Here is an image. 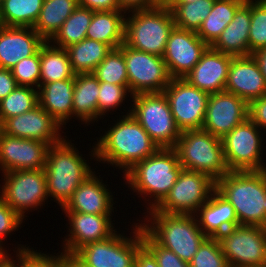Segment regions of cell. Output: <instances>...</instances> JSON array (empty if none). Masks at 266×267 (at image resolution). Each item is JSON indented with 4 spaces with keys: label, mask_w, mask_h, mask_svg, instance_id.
Instances as JSON below:
<instances>
[{
    "label": "cell",
    "mask_w": 266,
    "mask_h": 267,
    "mask_svg": "<svg viewBox=\"0 0 266 267\" xmlns=\"http://www.w3.org/2000/svg\"><path fill=\"white\" fill-rule=\"evenodd\" d=\"M97 138L90 156L99 163L119 168L123 175L136 163L153 155L159 146L131 114V106ZM102 161V162H101ZM110 164V165H109ZM122 169V170H121Z\"/></svg>",
    "instance_id": "cell-1"
},
{
    "label": "cell",
    "mask_w": 266,
    "mask_h": 267,
    "mask_svg": "<svg viewBox=\"0 0 266 267\" xmlns=\"http://www.w3.org/2000/svg\"><path fill=\"white\" fill-rule=\"evenodd\" d=\"M182 169L173 148H159L153 155L136 163L122 178L128 188L139 195L138 198L142 195L141 199L144 198L145 203L148 201L145 204V211H148L155 209L165 199Z\"/></svg>",
    "instance_id": "cell-2"
},
{
    "label": "cell",
    "mask_w": 266,
    "mask_h": 267,
    "mask_svg": "<svg viewBox=\"0 0 266 267\" xmlns=\"http://www.w3.org/2000/svg\"><path fill=\"white\" fill-rule=\"evenodd\" d=\"M66 137L59 143L50 145L43 169L48 197L53 198L61 209L78 186L95 172L75 144L71 143V139L66 140Z\"/></svg>",
    "instance_id": "cell-3"
},
{
    "label": "cell",
    "mask_w": 266,
    "mask_h": 267,
    "mask_svg": "<svg viewBox=\"0 0 266 267\" xmlns=\"http://www.w3.org/2000/svg\"><path fill=\"white\" fill-rule=\"evenodd\" d=\"M144 214V221L137 220L141 222L142 229L158 245L173 251L187 263L192 260L199 246L207 238L198 226L195 215L166 214L155 209Z\"/></svg>",
    "instance_id": "cell-4"
},
{
    "label": "cell",
    "mask_w": 266,
    "mask_h": 267,
    "mask_svg": "<svg viewBox=\"0 0 266 267\" xmlns=\"http://www.w3.org/2000/svg\"><path fill=\"white\" fill-rule=\"evenodd\" d=\"M216 190L234 207L239 225L266 228V170L229 171L216 181Z\"/></svg>",
    "instance_id": "cell-5"
},
{
    "label": "cell",
    "mask_w": 266,
    "mask_h": 267,
    "mask_svg": "<svg viewBox=\"0 0 266 267\" xmlns=\"http://www.w3.org/2000/svg\"><path fill=\"white\" fill-rule=\"evenodd\" d=\"M125 17L124 44L132 49L163 57L174 28L172 11L166 6L128 12Z\"/></svg>",
    "instance_id": "cell-6"
},
{
    "label": "cell",
    "mask_w": 266,
    "mask_h": 267,
    "mask_svg": "<svg viewBox=\"0 0 266 267\" xmlns=\"http://www.w3.org/2000/svg\"><path fill=\"white\" fill-rule=\"evenodd\" d=\"M173 149L184 170L208 174L215 181L230 171L221 138L204 129L182 131Z\"/></svg>",
    "instance_id": "cell-7"
},
{
    "label": "cell",
    "mask_w": 266,
    "mask_h": 267,
    "mask_svg": "<svg viewBox=\"0 0 266 267\" xmlns=\"http://www.w3.org/2000/svg\"><path fill=\"white\" fill-rule=\"evenodd\" d=\"M131 98V114L150 138L159 148H173L181 131L173 118L164 92L139 93Z\"/></svg>",
    "instance_id": "cell-8"
},
{
    "label": "cell",
    "mask_w": 266,
    "mask_h": 267,
    "mask_svg": "<svg viewBox=\"0 0 266 267\" xmlns=\"http://www.w3.org/2000/svg\"><path fill=\"white\" fill-rule=\"evenodd\" d=\"M133 224L130 236L117 231L105 240L82 246L74 255L88 267H135V257L143 240L140 222Z\"/></svg>",
    "instance_id": "cell-9"
},
{
    "label": "cell",
    "mask_w": 266,
    "mask_h": 267,
    "mask_svg": "<svg viewBox=\"0 0 266 267\" xmlns=\"http://www.w3.org/2000/svg\"><path fill=\"white\" fill-rule=\"evenodd\" d=\"M261 132L248 117L221 139L225 161L230 171L266 170V163L262 159L265 133Z\"/></svg>",
    "instance_id": "cell-10"
},
{
    "label": "cell",
    "mask_w": 266,
    "mask_h": 267,
    "mask_svg": "<svg viewBox=\"0 0 266 267\" xmlns=\"http://www.w3.org/2000/svg\"><path fill=\"white\" fill-rule=\"evenodd\" d=\"M2 175L4 185L0 187V198L23 219L27 217L26 212L35 211L48 202L43 169L10 171Z\"/></svg>",
    "instance_id": "cell-11"
},
{
    "label": "cell",
    "mask_w": 266,
    "mask_h": 267,
    "mask_svg": "<svg viewBox=\"0 0 266 267\" xmlns=\"http://www.w3.org/2000/svg\"><path fill=\"white\" fill-rule=\"evenodd\" d=\"M218 239L230 267H266V228L238 225Z\"/></svg>",
    "instance_id": "cell-12"
},
{
    "label": "cell",
    "mask_w": 266,
    "mask_h": 267,
    "mask_svg": "<svg viewBox=\"0 0 266 267\" xmlns=\"http://www.w3.org/2000/svg\"><path fill=\"white\" fill-rule=\"evenodd\" d=\"M216 181L208 174L182 169L165 199L155 208L166 214H190L208 201Z\"/></svg>",
    "instance_id": "cell-13"
},
{
    "label": "cell",
    "mask_w": 266,
    "mask_h": 267,
    "mask_svg": "<svg viewBox=\"0 0 266 267\" xmlns=\"http://www.w3.org/2000/svg\"><path fill=\"white\" fill-rule=\"evenodd\" d=\"M119 48L124 55L131 95L165 90L172 78L163 57L132 49L124 43Z\"/></svg>",
    "instance_id": "cell-14"
},
{
    "label": "cell",
    "mask_w": 266,
    "mask_h": 267,
    "mask_svg": "<svg viewBox=\"0 0 266 267\" xmlns=\"http://www.w3.org/2000/svg\"><path fill=\"white\" fill-rule=\"evenodd\" d=\"M180 131L202 129L209 93L184 78L171 79L163 91Z\"/></svg>",
    "instance_id": "cell-15"
},
{
    "label": "cell",
    "mask_w": 266,
    "mask_h": 267,
    "mask_svg": "<svg viewBox=\"0 0 266 267\" xmlns=\"http://www.w3.org/2000/svg\"><path fill=\"white\" fill-rule=\"evenodd\" d=\"M248 110L249 104L233 93H211L202 129L222 139L248 118Z\"/></svg>",
    "instance_id": "cell-16"
},
{
    "label": "cell",
    "mask_w": 266,
    "mask_h": 267,
    "mask_svg": "<svg viewBox=\"0 0 266 267\" xmlns=\"http://www.w3.org/2000/svg\"><path fill=\"white\" fill-rule=\"evenodd\" d=\"M208 47L195 31L174 26L163 55L171 78H184L199 62Z\"/></svg>",
    "instance_id": "cell-17"
},
{
    "label": "cell",
    "mask_w": 266,
    "mask_h": 267,
    "mask_svg": "<svg viewBox=\"0 0 266 267\" xmlns=\"http://www.w3.org/2000/svg\"><path fill=\"white\" fill-rule=\"evenodd\" d=\"M50 144L19 138L2 132L0 136V171L44 169Z\"/></svg>",
    "instance_id": "cell-18"
},
{
    "label": "cell",
    "mask_w": 266,
    "mask_h": 267,
    "mask_svg": "<svg viewBox=\"0 0 266 267\" xmlns=\"http://www.w3.org/2000/svg\"><path fill=\"white\" fill-rule=\"evenodd\" d=\"M68 218L67 233L62 243L61 252L71 255L82 246L113 236L117 229L112 223V215L84 214L80 212H63ZM114 225V226H113Z\"/></svg>",
    "instance_id": "cell-19"
},
{
    "label": "cell",
    "mask_w": 266,
    "mask_h": 267,
    "mask_svg": "<svg viewBox=\"0 0 266 267\" xmlns=\"http://www.w3.org/2000/svg\"><path fill=\"white\" fill-rule=\"evenodd\" d=\"M61 129H66L40 105L31 111L10 117L2 123L3 133L30 140H39L50 145L63 138ZM62 132V133H61Z\"/></svg>",
    "instance_id": "cell-20"
},
{
    "label": "cell",
    "mask_w": 266,
    "mask_h": 267,
    "mask_svg": "<svg viewBox=\"0 0 266 267\" xmlns=\"http://www.w3.org/2000/svg\"><path fill=\"white\" fill-rule=\"evenodd\" d=\"M225 91L235 94L248 104L266 95V82L252 55L232 57Z\"/></svg>",
    "instance_id": "cell-21"
},
{
    "label": "cell",
    "mask_w": 266,
    "mask_h": 267,
    "mask_svg": "<svg viewBox=\"0 0 266 267\" xmlns=\"http://www.w3.org/2000/svg\"><path fill=\"white\" fill-rule=\"evenodd\" d=\"M94 172L82 182L73 193L71 199L62 208L64 212H80L95 215H113L114 195Z\"/></svg>",
    "instance_id": "cell-22"
},
{
    "label": "cell",
    "mask_w": 266,
    "mask_h": 267,
    "mask_svg": "<svg viewBox=\"0 0 266 267\" xmlns=\"http://www.w3.org/2000/svg\"><path fill=\"white\" fill-rule=\"evenodd\" d=\"M232 57L209 46L184 79L209 94L225 91Z\"/></svg>",
    "instance_id": "cell-23"
},
{
    "label": "cell",
    "mask_w": 266,
    "mask_h": 267,
    "mask_svg": "<svg viewBox=\"0 0 266 267\" xmlns=\"http://www.w3.org/2000/svg\"><path fill=\"white\" fill-rule=\"evenodd\" d=\"M46 41L32 27L3 26L0 30V68L11 70L35 55Z\"/></svg>",
    "instance_id": "cell-24"
},
{
    "label": "cell",
    "mask_w": 266,
    "mask_h": 267,
    "mask_svg": "<svg viewBox=\"0 0 266 267\" xmlns=\"http://www.w3.org/2000/svg\"><path fill=\"white\" fill-rule=\"evenodd\" d=\"M194 215L200 229L210 238H218L239 225L234 207L216 189Z\"/></svg>",
    "instance_id": "cell-25"
},
{
    "label": "cell",
    "mask_w": 266,
    "mask_h": 267,
    "mask_svg": "<svg viewBox=\"0 0 266 267\" xmlns=\"http://www.w3.org/2000/svg\"><path fill=\"white\" fill-rule=\"evenodd\" d=\"M250 25V1H247L237 9L231 23L211 47L233 57L249 56Z\"/></svg>",
    "instance_id": "cell-26"
},
{
    "label": "cell",
    "mask_w": 266,
    "mask_h": 267,
    "mask_svg": "<svg viewBox=\"0 0 266 267\" xmlns=\"http://www.w3.org/2000/svg\"><path fill=\"white\" fill-rule=\"evenodd\" d=\"M73 90L74 78L45 83L38 88L39 105L62 127L73 117Z\"/></svg>",
    "instance_id": "cell-27"
},
{
    "label": "cell",
    "mask_w": 266,
    "mask_h": 267,
    "mask_svg": "<svg viewBox=\"0 0 266 267\" xmlns=\"http://www.w3.org/2000/svg\"><path fill=\"white\" fill-rule=\"evenodd\" d=\"M126 12L93 11L86 38L109 45L112 49L119 48L124 43Z\"/></svg>",
    "instance_id": "cell-28"
},
{
    "label": "cell",
    "mask_w": 266,
    "mask_h": 267,
    "mask_svg": "<svg viewBox=\"0 0 266 267\" xmlns=\"http://www.w3.org/2000/svg\"><path fill=\"white\" fill-rule=\"evenodd\" d=\"M99 81L93 73L75 74L73 90V119L90 125L97 120Z\"/></svg>",
    "instance_id": "cell-29"
},
{
    "label": "cell",
    "mask_w": 266,
    "mask_h": 267,
    "mask_svg": "<svg viewBox=\"0 0 266 267\" xmlns=\"http://www.w3.org/2000/svg\"><path fill=\"white\" fill-rule=\"evenodd\" d=\"M71 78H75V73L66 49L46 41L40 47V86Z\"/></svg>",
    "instance_id": "cell-30"
},
{
    "label": "cell",
    "mask_w": 266,
    "mask_h": 267,
    "mask_svg": "<svg viewBox=\"0 0 266 267\" xmlns=\"http://www.w3.org/2000/svg\"><path fill=\"white\" fill-rule=\"evenodd\" d=\"M78 6V0H44L33 29L49 41Z\"/></svg>",
    "instance_id": "cell-31"
},
{
    "label": "cell",
    "mask_w": 266,
    "mask_h": 267,
    "mask_svg": "<svg viewBox=\"0 0 266 267\" xmlns=\"http://www.w3.org/2000/svg\"><path fill=\"white\" fill-rule=\"evenodd\" d=\"M242 0H215L209 16L196 32L208 46H212L224 29L231 23Z\"/></svg>",
    "instance_id": "cell-32"
},
{
    "label": "cell",
    "mask_w": 266,
    "mask_h": 267,
    "mask_svg": "<svg viewBox=\"0 0 266 267\" xmlns=\"http://www.w3.org/2000/svg\"><path fill=\"white\" fill-rule=\"evenodd\" d=\"M111 50L109 45L89 38L66 48L75 74L93 73Z\"/></svg>",
    "instance_id": "cell-33"
},
{
    "label": "cell",
    "mask_w": 266,
    "mask_h": 267,
    "mask_svg": "<svg viewBox=\"0 0 266 267\" xmlns=\"http://www.w3.org/2000/svg\"><path fill=\"white\" fill-rule=\"evenodd\" d=\"M92 17L93 11L78 6L49 42L53 46L65 49L70 45L81 42L86 38V32Z\"/></svg>",
    "instance_id": "cell-34"
},
{
    "label": "cell",
    "mask_w": 266,
    "mask_h": 267,
    "mask_svg": "<svg viewBox=\"0 0 266 267\" xmlns=\"http://www.w3.org/2000/svg\"><path fill=\"white\" fill-rule=\"evenodd\" d=\"M44 0H2L0 16L3 26L32 27Z\"/></svg>",
    "instance_id": "cell-35"
},
{
    "label": "cell",
    "mask_w": 266,
    "mask_h": 267,
    "mask_svg": "<svg viewBox=\"0 0 266 267\" xmlns=\"http://www.w3.org/2000/svg\"><path fill=\"white\" fill-rule=\"evenodd\" d=\"M215 0H197L187 4H165L172 11L175 26L197 32L209 16Z\"/></svg>",
    "instance_id": "cell-36"
},
{
    "label": "cell",
    "mask_w": 266,
    "mask_h": 267,
    "mask_svg": "<svg viewBox=\"0 0 266 267\" xmlns=\"http://www.w3.org/2000/svg\"><path fill=\"white\" fill-rule=\"evenodd\" d=\"M37 105H39L38 89L27 86H17L0 101V122L3 123L10 117L31 111Z\"/></svg>",
    "instance_id": "cell-37"
},
{
    "label": "cell",
    "mask_w": 266,
    "mask_h": 267,
    "mask_svg": "<svg viewBox=\"0 0 266 267\" xmlns=\"http://www.w3.org/2000/svg\"><path fill=\"white\" fill-rule=\"evenodd\" d=\"M93 75L99 82L129 86L124 55L120 48L112 49L95 68Z\"/></svg>",
    "instance_id": "cell-38"
},
{
    "label": "cell",
    "mask_w": 266,
    "mask_h": 267,
    "mask_svg": "<svg viewBox=\"0 0 266 267\" xmlns=\"http://www.w3.org/2000/svg\"><path fill=\"white\" fill-rule=\"evenodd\" d=\"M130 94V95H129ZM128 95V96H127ZM132 97L129 86L99 82V95L97 102V119H104L107 113L117 110L122 103L124 104L127 97ZM124 101V102H123Z\"/></svg>",
    "instance_id": "cell-39"
},
{
    "label": "cell",
    "mask_w": 266,
    "mask_h": 267,
    "mask_svg": "<svg viewBox=\"0 0 266 267\" xmlns=\"http://www.w3.org/2000/svg\"><path fill=\"white\" fill-rule=\"evenodd\" d=\"M251 25L249 31L250 55L266 47V3L263 0H250Z\"/></svg>",
    "instance_id": "cell-40"
},
{
    "label": "cell",
    "mask_w": 266,
    "mask_h": 267,
    "mask_svg": "<svg viewBox=\"0 0 266 267\" xmlns=\"http://www.w3.org/2000/svg\"><path fill=\"white\" fill-rule=\"evenodd\" d=\"M189 267H230L219 239L207 237L189 262Z\"/></svg>",
    "instance_id": "cell-41"
},
{
    "label": "cell",
    "mask_w": 266,
    "mask_h": 267,
    "mask_svg": "<svg viewBox=\"0 0 266 267\" xmlns=\"http://www.w3.org/2000/svg\"><path fill=\"white\" fill-rule=\"evenodd\" d=\"M11 71L18 86L38 89L40 86V49L35 55L18 61Z\"/></svg>",
    "instance_id": "cell-42"
},
{
    "label": "cell",
    "mask_w": 266,
    "mask_h": 267,
    "mask_svg": "<svg viewBox=\"0 0 266 267\" xmlns=\"http://www.w3.org/2000/svg\"><path fill=\"white\" fill-rule=\"evenodd\" d=\"M143 245L154 255L159 267H189V263L180 259L173 251L158 245L142 229Z\"/></svg>",
    "instance_id": "cell-43"
},
{
    "label": "cell",
    "mask_w": 266,
    "mask_h": 267,
    "mask_svg": "<svg viewBox=\"0 0 266 267\" xmlns=\"http://www.w3.org/2000/svg\"><path fill=\"white\" fill-rule=\"evenodd\" d=\"M23 218L14 211L9 205H7L0 198V248L7 252V248L3 245L5 242V238L14 231L18 230V228L23 222ZM6 236V237H5ZM4 240V241H3ZM3 246V247H2Z\"/></svg>",
    "instance_id": "cell-44"
},
{
    "label": "cell",
    "mask_w": 266,
    "mask_h": 267,
    "mask_svg": "<svg viewBox=\"0 0 266 267\" xmlns=\"http://www.w3.org/2000/svg\"><path fill=\"white\" fill-rule=\"evenodd\" d=\"M248 117L266 133V95L249 103Z\"/></svg>",
    "instance_id": "cell-45"
},
{
    "label": "cell",
    "mask_w": 266,
    "mask_h": 267,
    "mask_svg": "<svg viewBox=\"0 0 266 267\" xmlns=\"http://www.w3.org/2000/svg\"><path fill=\"white\" fill-rule=\"evenodd\" d=\"M54 254L37 252L36 250V267H69L67 254L60 251L57 255Z\"/></svg>",
    "instance_id": "cell-46"
},
{
    "label": "cell",
    "mask_w": 266,
    "mask_h": 267,
    "mask_svg": "<svg viewBox=\"0 0 266 267\" xmlns=\"http://www.w3.org/2000/svg\"><path fill=\"white\" fill-rule=\"evenodd\" d=\"M13 251L16 252L17 267H36V251L33 247L29 248V246L19 244Z\"/></svg>",
    "instance_id": "cell-47"
},
{
    "label": "cell",
    "mask_w": 266,
    "mask_h": 267,
    "mask_svg": "<svg viewBox=\"0 0 266 267\" xmlns=\"http://www.w3.org/2000/svg\"><path fill=\"white\" fill-rule=\"evenodd\" d=\"M78 5L94 12L121 10L118 0H78Z\"/></svg>",
    "instance_id": "cell-48"
},
{
    "label": "cell",
    "mask_w": 266,
    "mask_h": 267,
    "mask_svg": "<svg viewBox=\"0 0 266 267\" xmlns=\"http://www.w3.org/2000/svg\"><path fill=\"white\" fill-rule=\"evenodd\" d=\"M118 3L119 8L126 13L161 6L156 0H118Z\"/></svg>",
    "instance_id": "cell-49"
},
{
    "label": "cell",
    "mask_w": 266,
    "mask_h": 267,
    "mask_svg": "<svg viewBox=\"0 0 266 267\" xmlns=\"http://www.w3.org/2000/svg\"><path fill=\"white\" fill-rule=\"evenodd\" d=\"M18 86L12 71L0 68V101L10 94Z\"/></svg>",
    "instance_id": "cell-50"
},
{
    "label": "cell",
    "mask_w": 266,
    "mask_h": 267,
    "mask_svg": "<svg viewBox=\"0 0 266 267\" xmlns=\"http://www.w3.org/2000/svg\"><path fill=\"white\" fill-rule=\"evenodd\" d=\"M135 267H159L154 255L143 245L136 254Z\"/></svg>",
    "instance_id": "cell-51"
},
{
    "label": "cell",
    "mask_w": 266,
    "mask_h": 267,
    "mask_svg": "<svg viewBox=\"0 0 266 267\" xmlns=\"http://www.w3.org/2000/svg\"><path fill=\"white\" fill-rule=\"evenodd\" d=\"M259 65L260 71L266 82V47L258 49L251 54Z\"/></svg>",
    "instance_id": "cell-52"
},
{
    "label": "cell",
    "mask_w": 266,
    "mask_h": 267,
    "mask_svg": "<svg viewBox=\"0 0 266 267\" xmlns=\"http://www.w3.org/2000/svg\"><path fill=\"white\" fill-rule=\"evenodd\" d=\"M15 254H13V256H11V254L7 252H5L1 257H0V267H17L16 266V259L14 260L12 257Z\"/></svg>",
    "instance_id": "cell-53"
},
{
    "label": "cell",
    "mask_w": 266,
    "mask_h": 267,
    "mask_svg": "<svg viewBox=\"0 0 266 267\" xmlns=\"http://www.w3.org/2000/svg\"><path fill=\"white\" fill-rule=\"evenodd\" d=\"M69 267H88L84 265L74 254L68 255Z\"/></svg>",
    "instance_id": "cell-54"
},
{
    "label": "cell",
    "mask_w": 266,
    "mask_h": 267,
    "mask_svg": "<svg viewBox=\"0 0 266 267\" xmlns=\"http://www.w3.org/2000/svg\"><path fill=\"white\" fill-rule=\"evenodd\" d=\"M197 0H169L166 4H187Z\"/></svg>",
    "instance_id": "cell-55"
},
{
    "label": "cell",
    "mask_w": 266,
    "mask_h": 267,
    "mask_svg": "<svg viewBox=\"0 0 266 267\" xmlns=\"http://www.w3.org/2000/svg\"><path fill=\"white\" fill-rule=\"evenodd\" d=\"M161 6H164L169 0H156Z\"/></svg>",
    "instance_id": "cell-56"
},
{
    "label": "cell",
    "mask_w": 266,
    "mask_h": 267,
    "mask_svg": "<svg viewBox=\"0 0 266 267\" xmlns=\"http://www.w3.org/2000/svg\"><path fill=\"white\" fill-rule=\"evenodd\" d=\"M3 28V23H2V20H1V16H0V30Z\"/></svg>",
    "instance_id": "cell-57"
},
{
    "label": "cell",
    "mask_w": 266,
    "mask_h": 267,
    "mask_svg": "<svg viewBox=\"0 0 266 267\" xmlns=\"http://www.w3.org/2000/svg\"><path fill=\"white\" fill-rule=\"evenodd\" d=\"M3 130H2V123L0 122V136L2 134Z\"/></svg>",
    "instance_id": "cell-58"
},
{
    "label": "cell",
    "mask_w": 266,
    "mask_h": 267,
    "mask_svg": "<svg viewBox=\"0 0 266 267\" xmlns=\"http://www.w3.org/2000/svg\"><path fill=\"white\" fill-rule=\"evenodd\" d=\"M263 205L265 206V211H266V191H265V201Z\"/></svg>",
    "instance_id": "cell-59"
},
{
    "label": "cell",
    "mask_w": 266,
    "mask_h": 267,
    "mask_svg": "<svg viewBox=\"0 0 266 267\" xmlns=\"http://www.w3.org/2000/svg\"><path fill=\"white\" fill-rule=\"evenodd\" d=\"M5 253L4 250H0V257Z\"/></svg>",
    "instance_id": "cell-60"
}]
</instances>
